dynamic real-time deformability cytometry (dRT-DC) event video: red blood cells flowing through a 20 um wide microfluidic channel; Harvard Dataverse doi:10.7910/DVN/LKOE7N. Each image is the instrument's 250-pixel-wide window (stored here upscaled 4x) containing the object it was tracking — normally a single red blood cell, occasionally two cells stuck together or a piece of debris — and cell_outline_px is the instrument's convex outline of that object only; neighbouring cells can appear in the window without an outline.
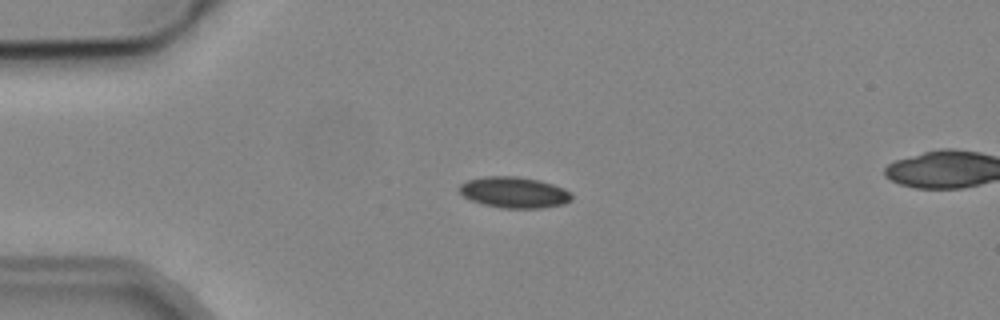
{"species": "common noctule bat (a hibernating species)", "species_latin": "Nyctalus noctula", "temperature_condition": "cold", "stored_images_in_passage": 4, "camera_frame_rate_fps": 3000, "um_per_image_px": 0.085, "animal": {"sex": "male", "body_mass_g": 19.2, "forearm_length_mm": 51.8}, "frame": {"image": 1, "passage_image": 2, "time_ms": 2.0, "image_size_px": [1000, 320], "cell_outline_px": [[572, 200], [564, 204], [540, 208], [500, 208], [484, 204], [472, 200], [464, 196], [460, 192], [460, 184], [468, 180], [484, 176], [516, 176], [540, 180], [564, 188], [572, 192]], "centroid_in_image_um": [43.74, 16.35], "position_along_channel_um": 41.3, "area_um2": 20.35}}